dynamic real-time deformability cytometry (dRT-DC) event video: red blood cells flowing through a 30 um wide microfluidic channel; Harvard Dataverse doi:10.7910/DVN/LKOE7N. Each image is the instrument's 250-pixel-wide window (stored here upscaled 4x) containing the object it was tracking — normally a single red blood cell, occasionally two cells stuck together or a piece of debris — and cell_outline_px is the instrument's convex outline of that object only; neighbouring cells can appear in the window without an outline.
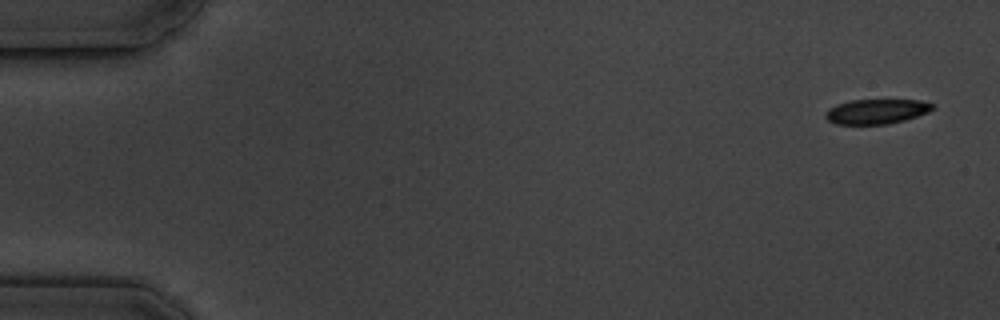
{"species": "common noctule bat (a hibernating species)", "species_latin": "Nyctalus noctula", "temperature_condition": "cold", "stored_images_in_passage": 6, "camera_frame_rate_fps": 3000, "um_per_image_px": 0.085, "animal": {"sex": "male", "body_mass_g": 19.5, "forearm_length_mm": 54.6}, "frame": {"image": 1, "passage_image": 1, "time_ms": 0.0, "image_size_px": [1000, 320], "cell_outline_px": [[936, 108], [928, 112], [904, 120], [888, 124], [836, 124], [828, 120], [824, 116], [824, 112], [828, 108], [836, 104], [852, 100], [920, 100], [936, 104]], "centroid_in_image_um": [74.5, 9.47], "position_along_channel_um": 10.5, "area_um2": 15.61}}
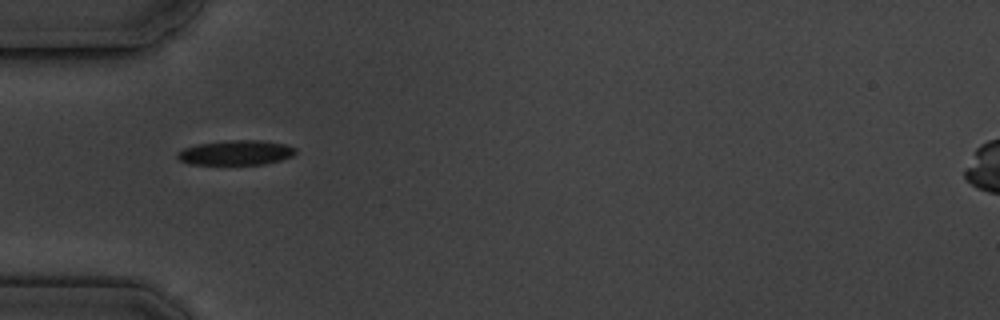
{"frame": {"image": 2, "passage_image": 5, "time_ms": 5.333, "image_size_px": [1000, 320], "cell_outline_px": [[296, 152], [292, 156], [280, 160], [264, 164], [188, 164], [180, 160], [176, 156], [176, 152], [184, 148], [200, 144], [232, 140], [260, 140], [284, 144], [296, 148]], "centroid_in_image_um": [20.05, 12.98], "position_along_channel_um": 65.0, "area_um2": 16.88}}